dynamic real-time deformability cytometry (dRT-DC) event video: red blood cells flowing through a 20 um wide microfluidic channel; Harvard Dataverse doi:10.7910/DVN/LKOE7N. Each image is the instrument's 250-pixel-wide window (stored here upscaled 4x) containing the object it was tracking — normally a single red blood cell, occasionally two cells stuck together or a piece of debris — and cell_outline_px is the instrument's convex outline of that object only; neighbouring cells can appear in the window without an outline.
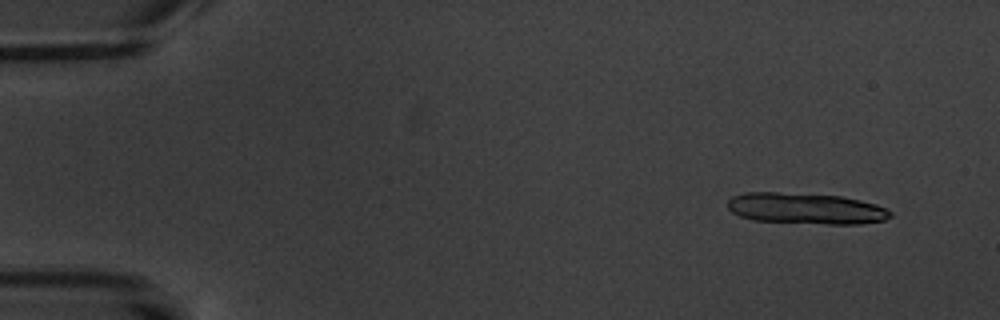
{"species": "common noctule bat (a hibernating species)", "species_latin": "Nyctalus noctula", "temperature_condition": "warm", "stored_images_in_passage": 7, "camera_frame_rate_fps": 3000, "um_per_image_px": 0.085, "animal": {"sex": "male", "body_mass_g": 20.1, "forearm_length_mm": 53.5}, "frame": {"image": 1, "passage_image": 2, "time_ms": 1.0, "image_size_px": [1000, 320], "cell_outline_px": [[892, 216], [884, 220], [860, 224], [828, 224], [752, 220], [740, 216], [732, 212], [728, 208], [728, 200], [732, 196], [744, 192], [776, 192], [840, 196], [860, 200], [876, 204], [892, 212]], "centroid_in_image_um": [68.48, 17.72], "position_along_channel_um": 16.5, "area_um2": 29.48}}
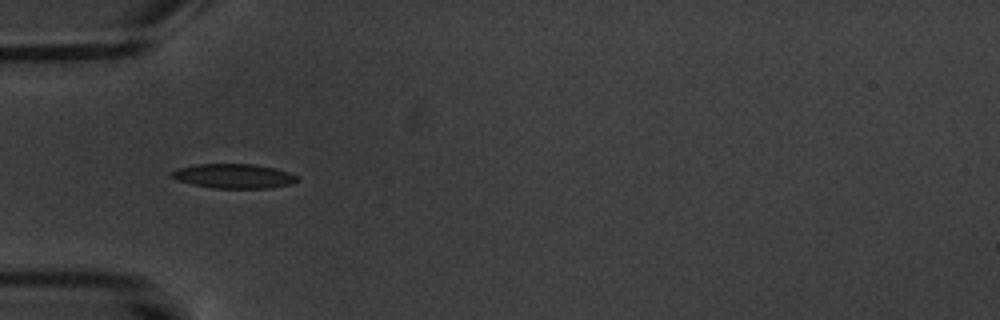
{"frame": {"image": 2, "passage_image": 6, "time_ms": 6.0, "image_size_px": [1000, 320], "cell_outline_px": [[300, 180], [292, 184], [268, 188], [216, 188], [192, 184], [176, 180], [168, 176], [168, 172], [176, 168], [196, 164], [256, 164], [288, 172], [296, 176]], "centroid_in_image_um": [19.8, 14.96], "position_along_channel_um": 65.2, "area_um2": 18.03}}